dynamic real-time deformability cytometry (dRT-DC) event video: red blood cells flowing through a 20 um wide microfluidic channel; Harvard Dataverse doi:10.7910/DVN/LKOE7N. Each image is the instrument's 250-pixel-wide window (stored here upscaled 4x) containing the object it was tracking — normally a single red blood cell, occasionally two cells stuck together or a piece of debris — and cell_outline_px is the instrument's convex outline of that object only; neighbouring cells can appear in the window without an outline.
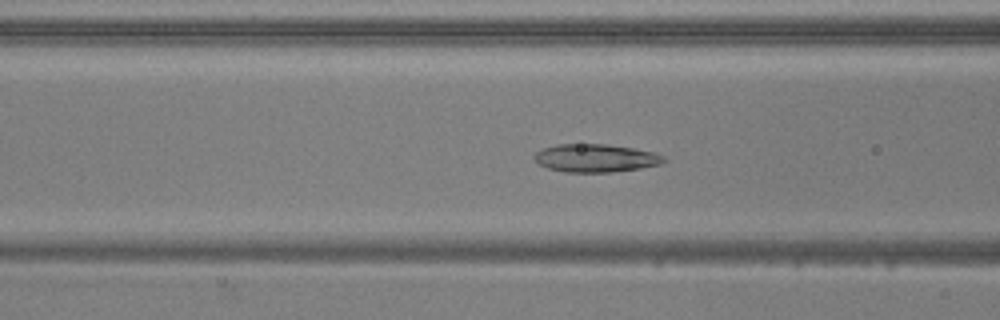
{"species": "common noctule bat (a hibernating species)", "species_latin": "Nyctalus noctula", "temperature_condition": "warm", "stored_images_in_passage": 53, "camera_frame_rate_fps": 3000, "um_per_image_px": 0.085, "animal": {"sex": "male", "body_mass_g": 20.5, "forearm_length_mm": 52.5}, "frame": {"image": 1, "passage_image": 21, "time_ms": 6.667, "image_size_px": [1000, 320], "cell_outline_px": [[668, 160], [660, 164], [640, 168], [612, 172], [564, 172], [548, 168], [540, 164], [532, 156], [536, 152], [544, 148], [556, 144], [608, 144], [632, 148], [652, 152], [664, 156]], "centroid_in_image_um": [50.63, 13.43], "position_along_channel_um": 116.0, "area_um2": 21.1}}
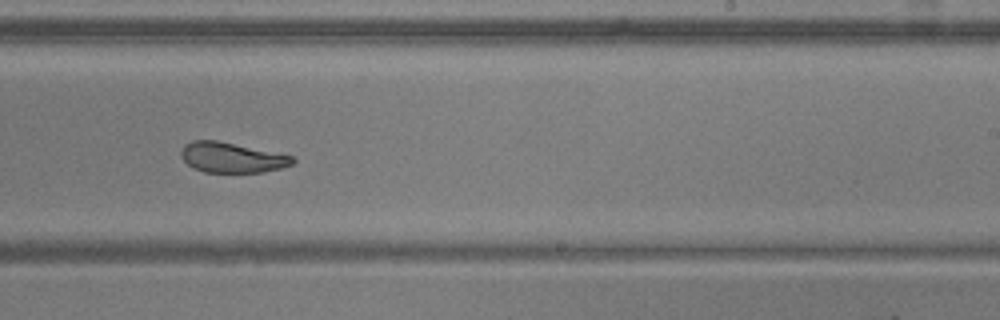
{"frame": {"image": 2, "passage_image": 33, "time_ms": 10.667, "image_size_px": [1000, 320], "cell_outline_px": [[296, 160], [292, 164], [280, 168], [264, 172], [204, 172], [192, 168], [180, 156], [180, 152], [184, 144], [192, 140], [216, 140], [280, 152], [292, 156]], "centroid_in_image_um": [19.71, 13.38], "position_along_channel_um": 269.3, "area_um2": 19.88}}
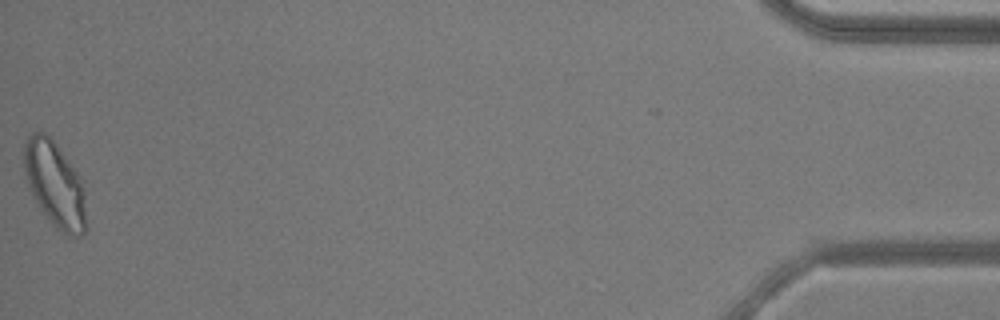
{"frame": {"image": 3, "passage_image": 53, "time_ms": 17.333, "image_size_px": [1000, 320], "cell_outline_px": [[84, 232], [80, 236], [72, 236], [56, 228], [52, 224], [36, 204], [28, 188], [24, 176], [24, 144], [28, 136], [32, 132], [44, 132], [56, 144], [84, 180]], "centroid_in_image_um": [4.63, 15.64], "position_along_channel_um": 430.6, "area_um2": 30.98}, "authors_computed_cell_mechanics": {"area_um2": 24.1604, "velocity_mm_per_s": 3.8241, "shape_relaxation_time_tau1_ms": 11.3029, "shape_relaxation_time_tau2_ms": 1.9413, "deformation_change_tau1": 0.2073, "deformation_change_tau2": 0.0818}}